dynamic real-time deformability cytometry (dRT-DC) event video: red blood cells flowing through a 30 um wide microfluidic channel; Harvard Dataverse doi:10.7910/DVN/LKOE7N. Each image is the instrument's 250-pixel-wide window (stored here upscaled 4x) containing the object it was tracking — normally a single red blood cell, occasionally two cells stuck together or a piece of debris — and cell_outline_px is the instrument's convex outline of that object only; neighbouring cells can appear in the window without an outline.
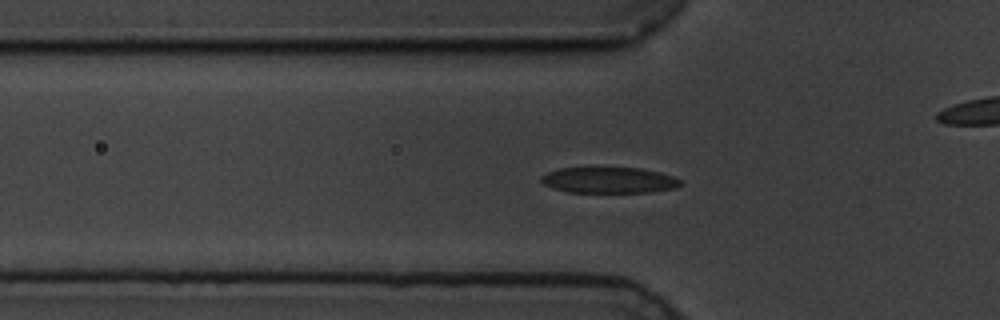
{"species": "common noctule bat (a hibernating species)", "species_latin": "Nyctalus noctula", "temperature_condition": "cold", "stored_images_in_passage": 60, "camera_frame_rate_fps": 3000, "um_per_image_px": 0.085, "animal": {"sex": "male", "body_mass_g": 19.5, "forearm_length_mm": 54.6}, "frame": {"image": 1, "passage_image": 19, "time_ms": 6.0, "image_size_px": [1000, 320], "cell_outline_px": [[680, 184], [676, 188], [652, 192], [568, 192], [552, 188], [544, 184], [540, 180], [540, 176], [548, 172], [560, 168], [596, 164], [640, 168], [660, 172], [676, 176], [680, 180]], "centroid_in_image_um": [51.73, 15.25], "position_along_channel_um": 74.1, "area_um2": 22.25}}
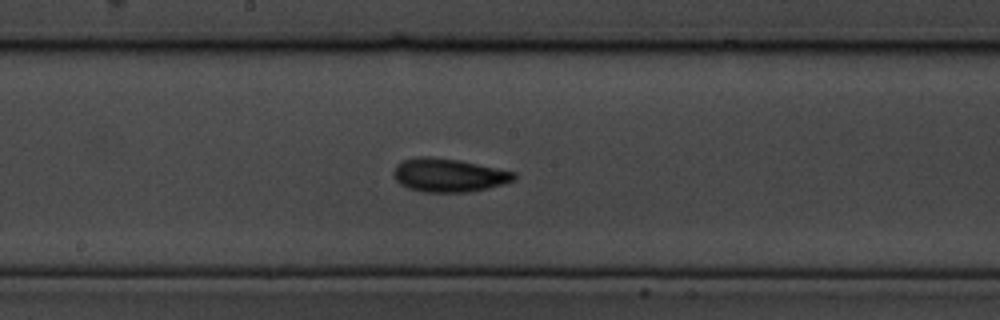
{"frame": {"image": 2, "passage_image": 31, "time_ms": 10.0, "image_size_px": [1000, 320], "cell_outline_px": [[516, 180], [472, 192], [424, 192], [408, 188], [400, 184], [396, 180], [392, 172], [396, 164], [404, 160], [416, 156], [428, 156], [460, 160], [516, 172]], "centroid_in_image_um": [38.12, 14.88], "position_along_channel_um": 210.1, "area_um2": 23.64}}
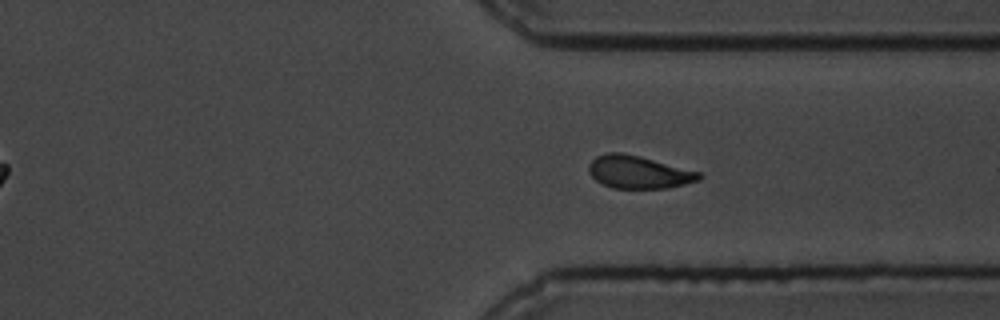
{"frame": {"image": 3, "passage_image": 44, "time_ms": 14.333, "image_size_px": [1000, 320], "cell_outline_px": [[704, 176], [700, 180], [668, 188], [612, 188], [596, 180], [588, 172], [588, 164], [596, 156], [608, 152], [620, 152], [640, 156], [700, 172]], "centroid_in_image_um": [54.28, 14.62], "position_along_channel_um": 357.1, "area_um2": 21.04}, "authors_computed_cell_mechanics": {"area_um2": 21.5016, "velocity_mm_per_s": 3.3906, "shape_relaxation_time_tau1_ms": 3.3565, "shape_relaxation_time_tau2_ms": 2.9954, "deformation_change_tau1": 0.1194, "deformation_change_tau2": 0.0626}}